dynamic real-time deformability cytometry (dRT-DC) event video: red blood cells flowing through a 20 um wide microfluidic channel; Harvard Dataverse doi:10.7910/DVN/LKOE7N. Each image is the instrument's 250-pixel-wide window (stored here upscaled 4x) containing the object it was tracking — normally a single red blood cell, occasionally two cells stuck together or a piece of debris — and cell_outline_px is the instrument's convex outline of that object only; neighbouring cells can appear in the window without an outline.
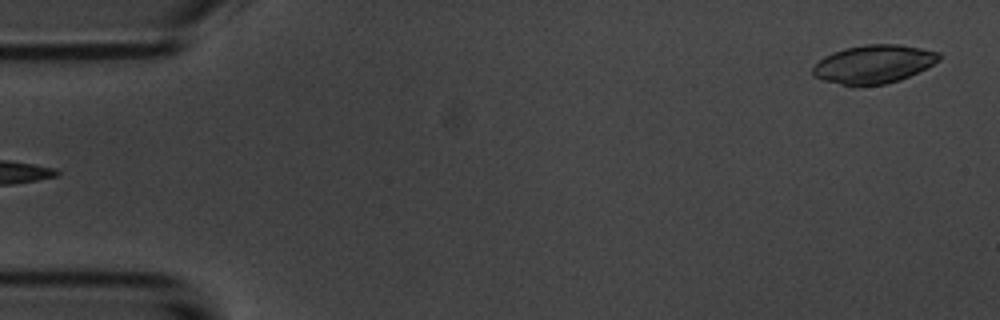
{"species": "common noctule bat (a hibernating species)", "species_latin": "Nyctalus noctula", "temperature_condition": "room temperature", "stored_images_in_passage": 4, "segment_of_instrument_passage": [2, 2], "camera_frame_rate_fps": 3000, "um_per_image_px": 0.085, "animal": {"sex": "male", "body_mass_g": 20.1, "forearm_length_mm": 53.5}, "frame": {"image": 1, "passage_image": 4, "time_ms": 3.333, "image_size_px": [1000, 320], "cell_outline_px": [[940, 60], [900, 80], [884, 84], [856, 88], [852, 88], [824, 80], [812, 76], [812, 68], [824, 56], [832, 52], [844, 48], [864, 44], [900, 44], [940, 52]], "centroid_in_image_um": [74.2, 5.47], "position_along_channel_um": 10.8, "area_um2": 28.61}}